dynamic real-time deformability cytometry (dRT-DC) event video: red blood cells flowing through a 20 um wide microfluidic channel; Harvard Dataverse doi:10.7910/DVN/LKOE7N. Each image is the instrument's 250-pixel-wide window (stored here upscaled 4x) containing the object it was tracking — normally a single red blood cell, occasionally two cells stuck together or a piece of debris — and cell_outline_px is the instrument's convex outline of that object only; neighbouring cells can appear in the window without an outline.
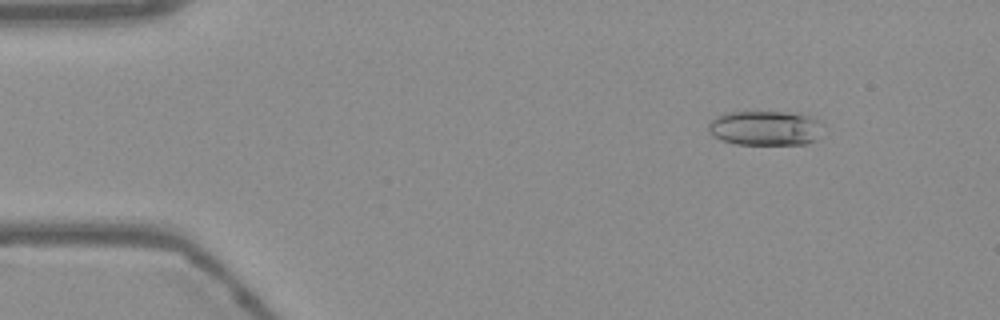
{"species": "Egyptian fruit bat (a non-hibernating species)", "species_latin": "Rousettus aegyptiacus", "temperature_condition": "warm", "stored_images_in_passage": 54, "camera_frame_rate_fps": 3000, "um_per_image_px": 0.085, "frame": {"image": 1, "passage_image": 7, "time_ms": 2.0, "image_size_px": [1000, 320], "cell_outline_px": [[824, 124], [812, 140], [804, 144], [736, 144], [720, 140], [708, 132], [708, 124], [716, 116], [724, 112], [788, 112], [812, 116], [820, 120]], "centroid_in_image_um": [65.0, 10.87], "position_along_channel_um": 20.0, "area_um2": 23.18}}
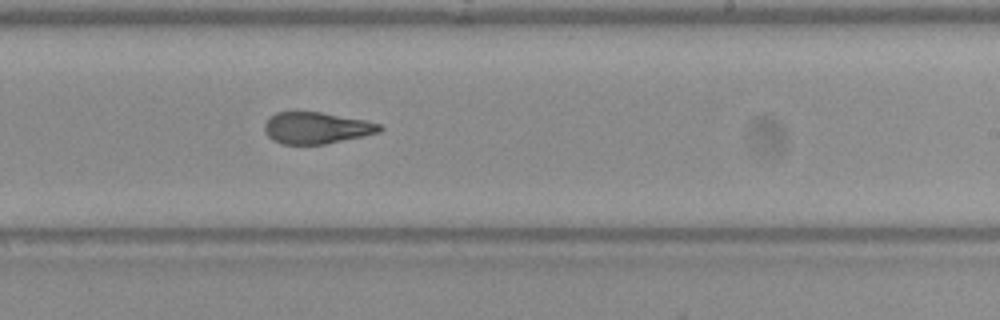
{"frame": {"image": 2, "passage_image": 33, "time_ms": 10.667, "image_size_px": [1000, 320], "cell_outline_px": [[384, 128], [380, 132], [364, 136], [324, 144], [284, 144], [272, 140], [264, 132], [264, 124], [268, 116], [276, 112], [320, 112], [364, 120], [380, 124]], "centroid_in_image_um": [26.87, 10.87], "position_along_channel_um": 262.1, "area_um2": 21.21}}
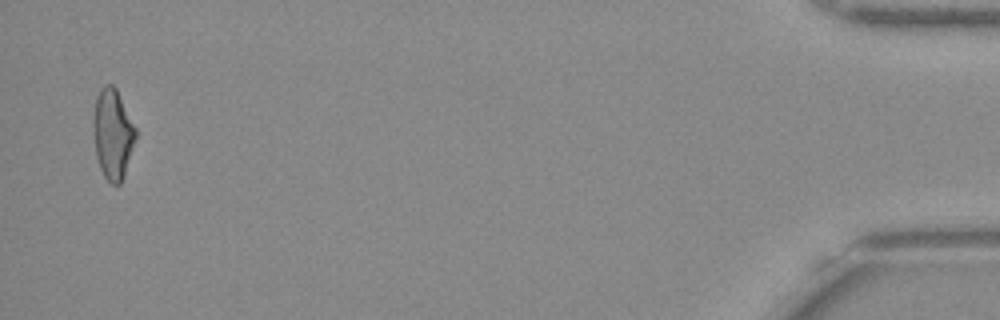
{"frame": {"image": 3, "passage_image": 53, "time_ms": 17.333, "image_size_px": [1000, 320], "cell_outline_px": [[136, 136], [124, 176], [120, 184], [112, 184], [104, 176], [100, 168], [96, 156], [92, 132], [92, 120], [96, 96], [100, 88], [104, 84], [112, 84], [116, 88], [136, 128]], "centroid_in_image_um": [9.55, 11.36], "position_along_channel_um": 425.6, "area_um2": 22.37}, "authors_computed_cell_mechanics": {"area_um2": 22.3397, "velocity_mm_per_s": 3.7928, "shape_relaxation_time_tau1_ms": null, "shape_relaxation_time_tau2_ms": 2.4375, "deformation_change_tau1": null, "deformation_change_tau2": 0.1066}}